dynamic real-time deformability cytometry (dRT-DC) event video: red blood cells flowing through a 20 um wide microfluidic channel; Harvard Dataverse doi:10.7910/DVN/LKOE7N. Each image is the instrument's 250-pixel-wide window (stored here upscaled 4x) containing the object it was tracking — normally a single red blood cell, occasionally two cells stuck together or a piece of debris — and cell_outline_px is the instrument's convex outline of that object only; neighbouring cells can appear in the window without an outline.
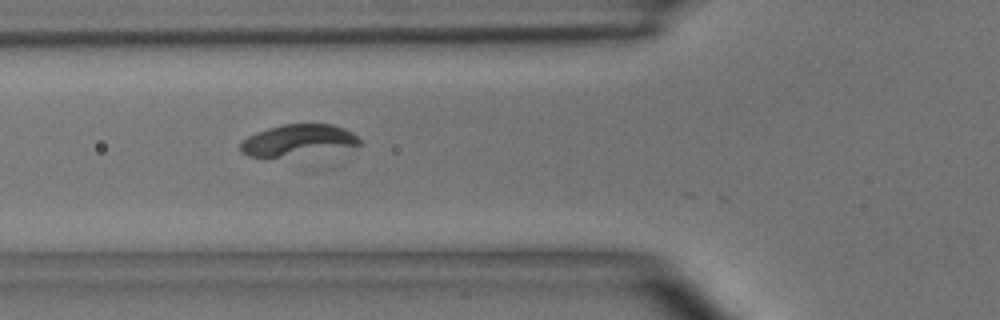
{"species": "common noctule bat (a hibernating species)", "species_latin": "Nyctalus noctula", "temperature_condition": "room temperature", "stored_images_in_passage": 5, "camera_frame_rate_fps": 3000, "um_per_image_px": 0.085, "animal": {"sex": "male", "body_mass_g": 15.6}, "frame": {"image": 1, "passage_image": 4, "time_ms": 3.333, "image_size_px": [1000, 320], "cell_outline_px": [[360, 144], [280, 156], [248, 156], [240, 152], [240, 140], [256, 132], [268, 128], [284, 124], [332, 124], [344, 128], [352, 132], [360, 140]], "centroid_in_image_um": [25.21, 11.88], "position_along_channel_um": 100.6, "area_um2": 20.81}}